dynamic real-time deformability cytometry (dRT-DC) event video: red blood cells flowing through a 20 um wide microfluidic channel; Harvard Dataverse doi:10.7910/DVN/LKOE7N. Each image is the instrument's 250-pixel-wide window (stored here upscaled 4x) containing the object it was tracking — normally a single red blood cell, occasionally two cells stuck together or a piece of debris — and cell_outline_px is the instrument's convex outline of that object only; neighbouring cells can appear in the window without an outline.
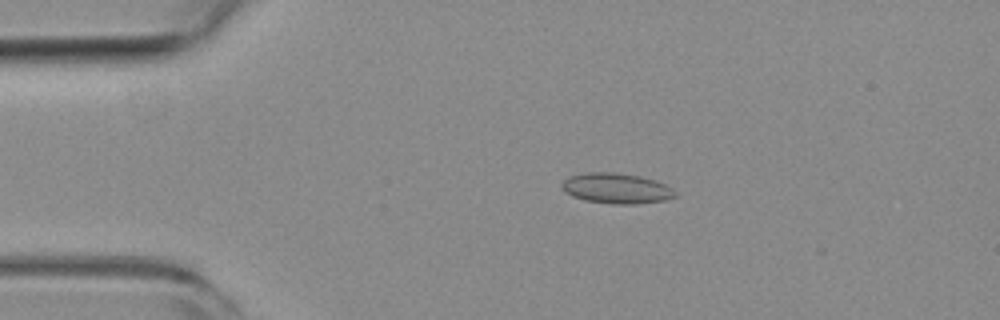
{"species": "common noctule bat (a hibernating species)", "species_latin": "Nyctalus noctula", "temperature_condition": "room temperature", "stored_images_in_passage": 15, "camera_frame_rate_fps": 3000, "um_per_image_px": 0.085, "animal": {"sex": "female", "body_mass_g": 19.3, "forearm_length_mm": 54.1}, "frame": {"image": 1, "passage_image": 10, "time_ms": 3.0, "image_size_px": [1000, 320], "cell_outline_px": [[676, 196], [664, 200], [636, 204], [612, 204], [584, 200], [572, 196], [560, 188], [560, 184], [568, 176], [584, 172], [616, 172], [640, 176], [656, 180], [672, 188], [676, 192]], "centroid_in_image_um": [52.36, 16.0], "position_along_channel_um": 32.6, "area_um2": 20.29}}